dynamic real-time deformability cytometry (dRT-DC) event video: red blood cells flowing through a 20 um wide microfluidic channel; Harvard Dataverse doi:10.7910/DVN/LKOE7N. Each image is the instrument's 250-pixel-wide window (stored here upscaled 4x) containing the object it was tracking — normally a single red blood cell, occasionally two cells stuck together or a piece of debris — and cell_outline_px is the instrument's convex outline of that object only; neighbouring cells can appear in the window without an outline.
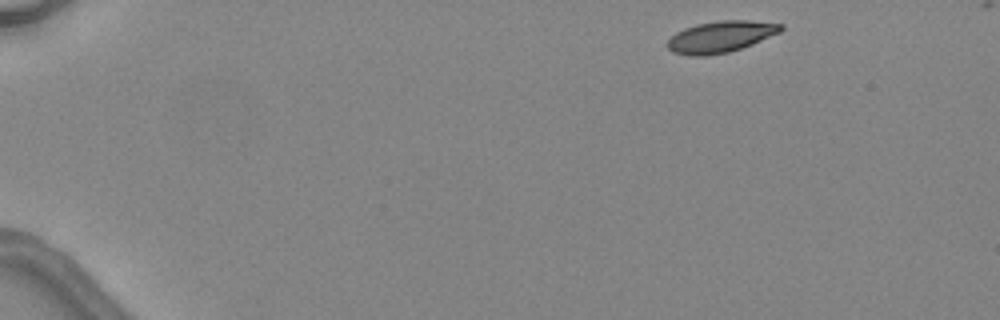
{"species": "common noctule bat (a hibernating species)", "species_latin": "Nyctalus noctula", "temperature_condition": "warm", "stored_images_in_passage": 4, "camera_frame_rate_fps": 3000, "um_per_image_px": 0.085, "animal": {"sex": "female", "body_mass_g": 24.6, "forearm_length_mm": 56.2}, "frame": {"image": 1, "passage_image": 1, "time_ms": 0.0, "image_size_px": [1000, 320], "cell_outline_px": [[784, 28], [780, 32], [752, 44], [728, 52], [704, 56], [692, 56], [672, 52], [668, 48], [668, 40], [676, 32], [684, 28], [696, 24], [720, 20], [748, 20], [784, 24]], "centroid_in_image_um": [61.26, 3.11], "position_along_channel_um": 23.7, "area_um2": 20.69}}
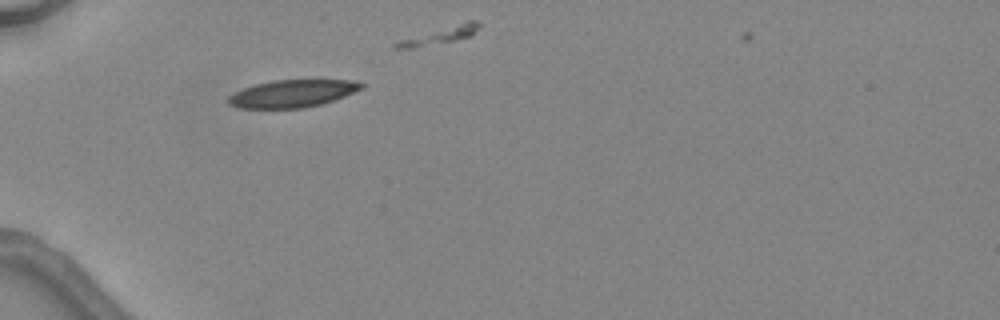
{"frame": {"image": 2, "passage_image": 3, "time_ms": 3.333, "image_size_px": [1000, 320], "cell_outline_px": [[364, 88], [344, 96], [320, 104], [304, 108], [236, 108], [228, 104], [224, 100], [228, 96], [244, 88], [256, 84], [272, 80], [352, 80], [364, 84]], "centroid_in_image_um": [24.81, 7.95], "position_along_channel_um": 60.2, "area_um2": 21.27}}